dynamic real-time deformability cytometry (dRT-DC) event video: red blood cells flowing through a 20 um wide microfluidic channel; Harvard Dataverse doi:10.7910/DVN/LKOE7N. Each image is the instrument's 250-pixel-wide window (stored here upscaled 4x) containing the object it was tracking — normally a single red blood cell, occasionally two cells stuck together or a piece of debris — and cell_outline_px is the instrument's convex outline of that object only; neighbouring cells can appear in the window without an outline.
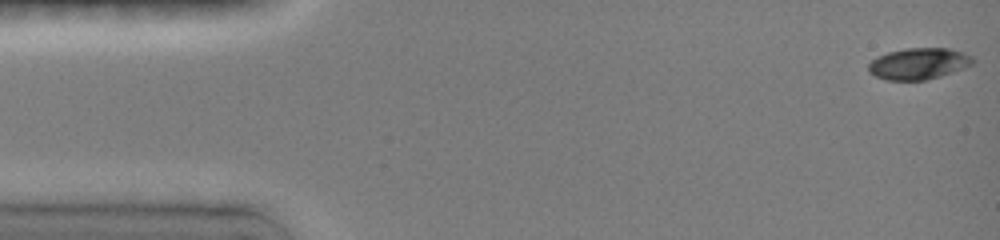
{"species": "common noctule bat (a hibernating species)", "species_latin": "Nyctalus noctula", "temperature_condition": "room temperature", "stored_images_in_passage": 20, "camera_frame_rate_fps": 3000, "um_per_image_px": 0.085, "animal": {"sex": "female", "body_mass_g": 19.0, "forearm_length_mm": 51.5}, "frame": {"image": 1, "passage_image": 1, "time_ms": 0.0, "image_size_px": [1000, 240], "cell_outline_px": [[976, 60], [972, 64], [964, 68], [940, 76], [924, 80], [884, 80], [868, 72], [868, 64], [872, 60], [888, 52], [904, 48], [948, 48], [964, 52], [972, 56]], "centroid_in_image_um": [78.1, 5.41], "position_along_channel_um": 6.9, "area_um2": 19.13}}
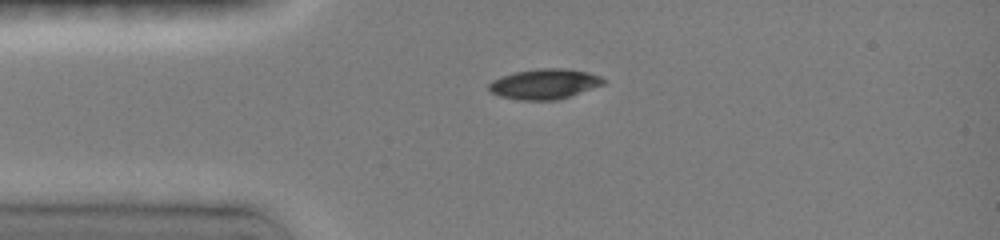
{"frame": {"image": 2, "passage_image": 9, "time_ms": 3.333, "image_size_px": [1000, 240], "cell_outline_px": [[608, 80], [604, 84], [560, 100], [520, 100], [500, 96], [492, 92], [488, 88], [488, 84], [492, 80], [516, 72], [552, 68], [560, 68], [588, 72], [600, 76]], "centroid_in_image_um": [46.32, 7.16], "position_along_channel_um": 38.7, "area_um2": 19.94}}
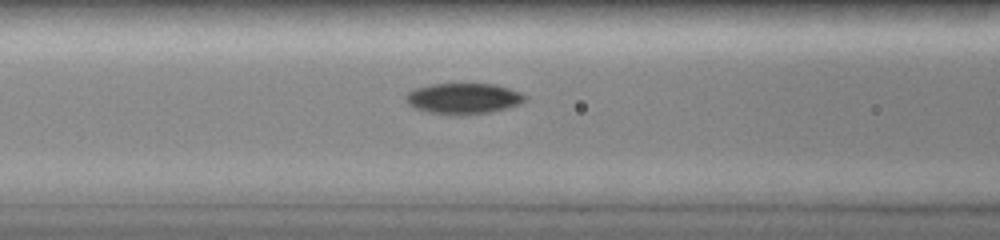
{"frame": {"image": 3, "passage_image": 16, "time_ms": 6.0, "image_size_px": [1000, 240], "cell_outline_px": [[524, 100], [508, 108], [492, 112], [464, 116], [448, 116], [428, 112], [412, 108], [404, 100], [404, 96], [408, 92], [416, 88], [432, 84], [496, 84], [508, 88], [524, 96]], "centroid_in_image_um": [39.29, 8.41], "position_along_channel_um": 127.3, "area_um2": 21.62}}